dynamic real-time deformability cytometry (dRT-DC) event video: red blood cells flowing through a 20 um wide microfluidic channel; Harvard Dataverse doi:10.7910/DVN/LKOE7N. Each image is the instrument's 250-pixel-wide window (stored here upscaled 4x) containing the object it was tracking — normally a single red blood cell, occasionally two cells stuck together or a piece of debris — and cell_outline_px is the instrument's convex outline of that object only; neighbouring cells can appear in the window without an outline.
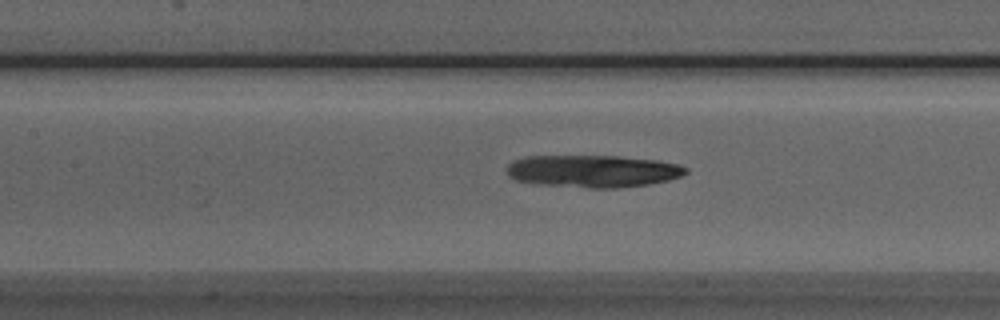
{"species": "Egyptian fruit bat (a non-hibernating species)", "species_latin": "Rousettus aegyptiacus", "temperature_condition": "room temperature", "stored_images_in_passage": 33, "camera_frame_rate_fps": 3000, "um_per_image_px": 0.085, "animal": {"sex": "male"}, "frame": {"image": 1, "passage_image": 8, "time_ms": 2.333, "image_size_px": [1000, 320], "cell_outline_px": [[688, 172], [680, 176], [668, 180], [648, 184], [616, 188], [588, 188], [544, 184], [516, 180], [508, 176], [504, 168], [512, 160], [524, 156], [620, 156], [660, 160], [680, 164], [688, 168]], "centroid_in_image_um": [50.39, 14.53], "position_along_channel_um": 157.0, "area_um2": 33.99}}
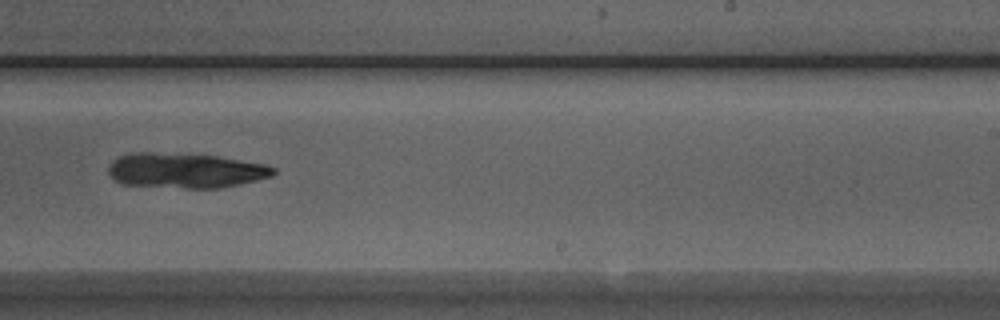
{"frame": {"image": 2, "passage_image": 17, "time_ms": 5.333, "image_size_px": [1000, 320], "cell_outline_px": [[276, 172], [272, 176], [240, 184], [220, 188], [184, 188], [124, 184], [116, 180], [108, 172], [108, 164], [112, 160], [120, 156], [132, 152], [152, 152], [216, 156], [264, 164], [276, 168]], "centroid_in_image_um": [15.75, 14.49], "position_along_channel_um": 273.3, "area_um2": 33.52}}
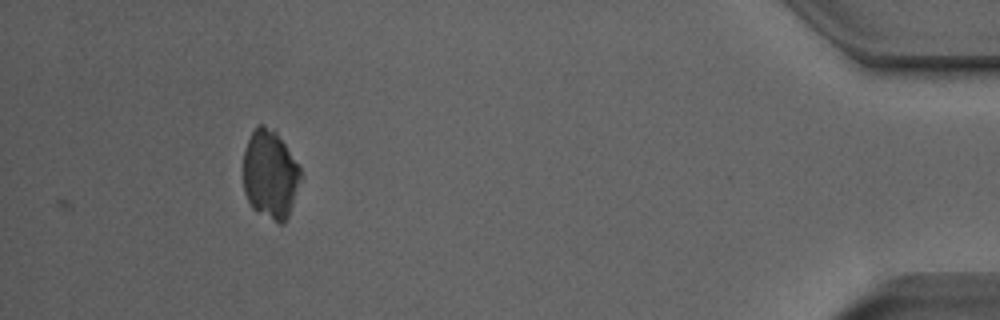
{"frame": {"image": 3, "passage_image": 33, "time_ms": 10.667, "image_size_px": [1000, 320], "cell_outline_px": [[300, 176], [292, 204], [288, 216], [284, 224], [280, 224], [256, 212], [252, 208], [244, 192], [244, 148], [256, 124], [264, 124], [276, 128], [300, 168]], "centroid_in_image_um": [22.94, 14.78], "position_along_channel_um": 412.3, "area_um2": 29.77}}